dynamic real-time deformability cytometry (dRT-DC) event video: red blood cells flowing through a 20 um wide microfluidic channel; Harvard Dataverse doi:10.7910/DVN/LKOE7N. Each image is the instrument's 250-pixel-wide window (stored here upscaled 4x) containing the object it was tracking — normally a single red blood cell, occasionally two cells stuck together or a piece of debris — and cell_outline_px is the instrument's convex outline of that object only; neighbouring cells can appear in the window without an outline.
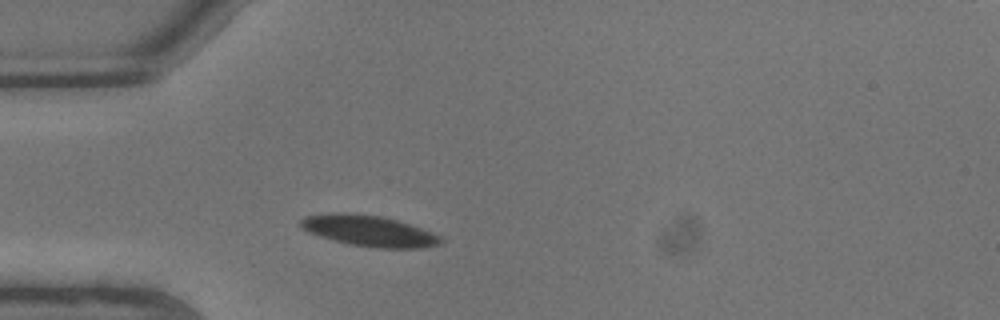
{"species": "common noctule bat (a hibernating species)", "species_latin": "Nyctalus noctula", "temperature_condition": "warm", "stored_images_in_passage": 6, "camera_frame_rate_fps": 3000, "um_per_image_px": 0.085, "animal": {"sex": "male", "body_mass_g": 13.3}, "frame": {"image": 1, "passage_image": 2, "time_ms": 0.333, "image_size_px": [1000, 320], "cell_outline_px": [[444, 240], [440, 244], [424, 248], [376, 248], [352, 244], [320, 236], [308, 232], [300, 228], [300, 220], [304, 216], [328, 212], [344, 212], [380, 216], [396, 220], [432, 232], [440, 236]], "centroid_in_image_um": [31.34, 19.61], "position_along_channel_um": 53.7, "area_um2": 25.2}}
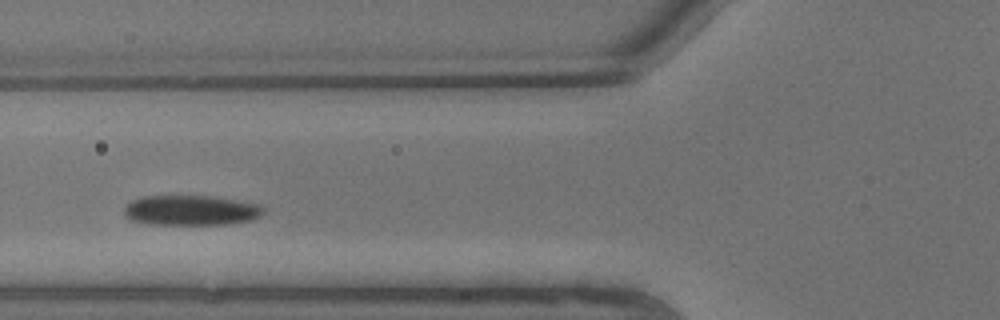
{"frame": {"image": 2, "passage_image": 4, "time_ms": 1.0, "image_size_px": [1000, 320], "cell_outline_px": [[264, 212], [260, 216], [252, 220], [224, 224], [148, 224], [128, 220], [124, 216], [124, 208], [132, 200], [140, 196], [216, 196], [260, 204], [264, 208]], "centroid_in_image_um": [16.22, 17.87], "position_along_channel_um": 109.6, "area_um2": 24.68}}
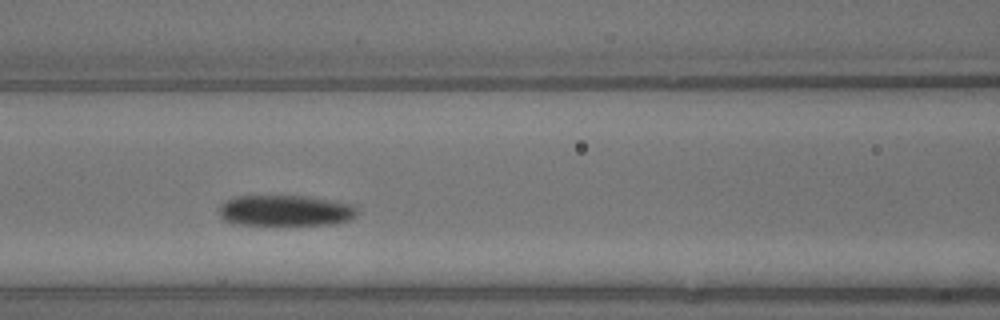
{"frame": {"image": 3, "passage_image": 5, "time_ms": 1.333, "image_size_px": [1000, 320], "cell_outline_px": [[356, 212], [348, 220], [332, 224], [236, 224], [224, 220], [220, 216], [216, 208], [224, 200], [232, 196], [304, 196], [332, 200], [352, 204], [356, 208]], "centroid_in_image_um": [24.15, 17.88], "position_along_channel_um": 142.4, "area_um2": 24.8}}